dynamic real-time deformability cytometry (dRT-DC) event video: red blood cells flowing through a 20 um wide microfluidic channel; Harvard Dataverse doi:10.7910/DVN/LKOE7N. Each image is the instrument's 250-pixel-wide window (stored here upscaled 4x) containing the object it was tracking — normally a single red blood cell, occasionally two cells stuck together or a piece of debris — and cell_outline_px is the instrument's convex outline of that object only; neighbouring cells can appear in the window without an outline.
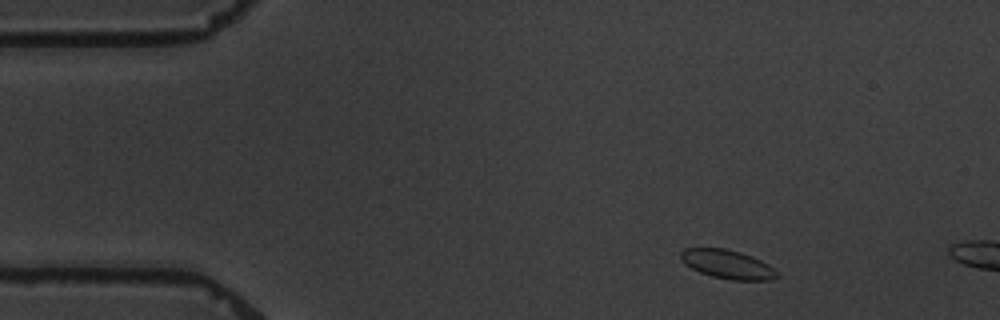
{"species": "common noctule bat (a hibernating species)", "species_latin": "Nyctalus noctula", "temperature_condition": "warm", "stored_images_in_passage": 3, "camera_frame_rate_fps": 3000, "um_per_image_px": 0.085, "animal": {"sex": "male", "body_mass_g": 19.5, "forearm_length_mm": 54.6}, "frame": {"image": 1, "passage_image": 1, "time_ms": 0.0, "image_size_px": [1000, 320], "cell_outline_px": [[780, 276], [768, 280], [732, 280], [712, 276], [700, 272], [684, 264], [680, 260], [680, 252], [684, 248], [724, 248], [740, 252], [752, 256], [768, 264]], "centroid_in_image_um": [61.8, 22.46], "position_along_channel_um": 23.2, "area_um2": 16.13}}